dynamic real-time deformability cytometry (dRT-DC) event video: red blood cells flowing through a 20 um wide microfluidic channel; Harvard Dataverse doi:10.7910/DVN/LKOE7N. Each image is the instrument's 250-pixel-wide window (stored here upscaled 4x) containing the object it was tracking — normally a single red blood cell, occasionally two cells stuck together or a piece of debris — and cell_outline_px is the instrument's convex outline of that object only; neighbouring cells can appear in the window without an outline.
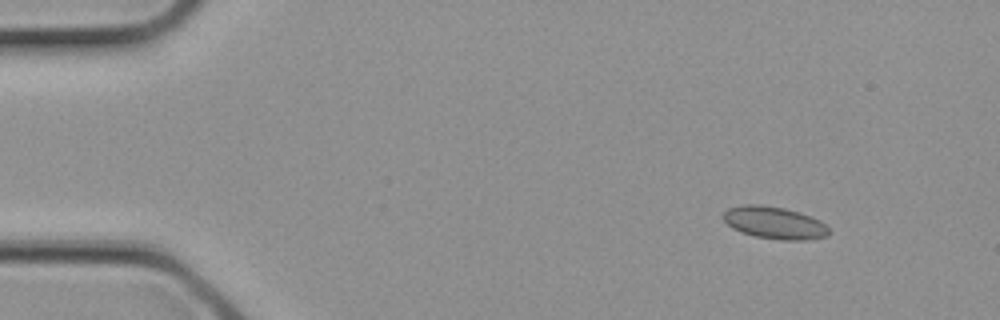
{"species": "common noctule bat (a hibernating species)", "species_latin": "Nyctalus noctula", "temperature_condition": "cold", "stored_images_in_passage": 3, "segment_of_instrument_passage": [2, 2], "camera_frame_rate_fps": 3000, "um_per_image_px": 0.085, "animal": {"sex": "female", "body_mass_g": 21.9}, "frame": {"image": 1, "passage_image": 3, "time_ms": 0.667, "image_size_px": [1000, 320], "cell_outline_px": [[828, 236], [808, 240], [780, 240], [756, 236], [732, 228], [724, 220], [724, 212], [728, 208], [744, 204], [760, 204], [784, 208], [800, 212], [820, 220], [828, 228]], "centroid_in_image_um": [65.84, 18.93], "position_along_channel_um": 19.2, "area_um2": 19.77}}